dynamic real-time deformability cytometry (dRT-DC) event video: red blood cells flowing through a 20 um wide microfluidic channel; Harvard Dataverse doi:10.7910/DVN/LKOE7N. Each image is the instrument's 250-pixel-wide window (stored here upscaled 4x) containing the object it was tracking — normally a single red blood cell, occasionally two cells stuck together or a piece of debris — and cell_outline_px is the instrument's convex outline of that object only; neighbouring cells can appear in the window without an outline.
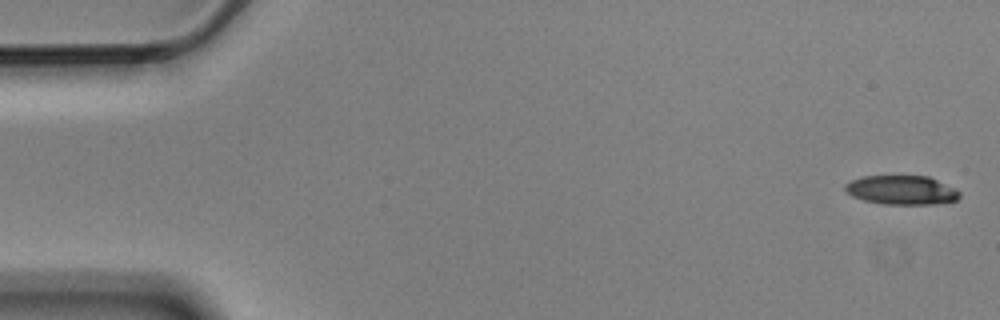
{"species": "Egyptian fruit bat (a non-hibernating species)", "species_latin": "Rousettus aegyptiacus", "temperature_condition": "cold", "stored_images_in_passage": 5, "camera_frame_rate_fps": 3000, "um_per_image_px": 0.085, "animal": {"sex": "male"}, "frame": {"image": 1, "passage_image": 1, "time_ms": 0.0, "image_size_px": [1000, 320], "cell_outline_px": [[960, 196], [956, 200], [932, 204], [880, 204], [864, 200], [852, 196], [844, 188], [844, 184], [852, 180], [864, 176], [928, 176], [956, 188], [960, 192]], "centroid_in_image_um": [76.64, 16.15], "position_along_channel_um": 8.4, "area_um2": 19.36}}
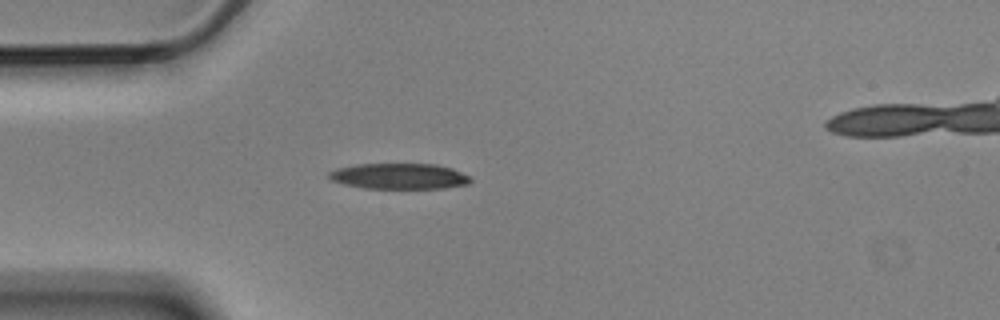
{"frame": {"image": 2, "passage_image": 5, "time_ms": 1.333, "image_size_px": [1000, 320], "cell_outline_px": [[472, 180], [468, 184], [444, 188], [364, 188], [344, 184], [332, 180], [328, 176], [328, 172], [336, 168], [356, 164], [436, 164], [452, 168], [468, 176]], "centroid_in_image_um": [33.91, 14.97], "position_along_channel_um": 51.1, "area_um2": 21.15}}